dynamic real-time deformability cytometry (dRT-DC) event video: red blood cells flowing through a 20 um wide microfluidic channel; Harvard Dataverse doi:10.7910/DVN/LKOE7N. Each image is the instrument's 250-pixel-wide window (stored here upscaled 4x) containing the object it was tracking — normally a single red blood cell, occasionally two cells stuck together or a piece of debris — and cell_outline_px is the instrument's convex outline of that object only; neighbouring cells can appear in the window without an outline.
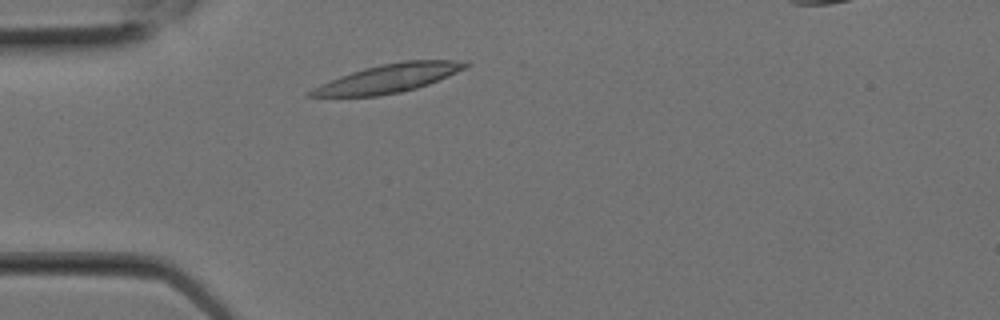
{"species": "Egyptian fruit bat (a non-hibernating species)", "species_latin": "Rousettus aegyptiacus", "temperature_condition": "room temperature", "stored_images_in_passage": 3, "camera_frame_rate_fps": 3000, "um_per_image_px": 0.085, "animal": {"sex": "female"}, "frame": {"image": 1, "passage_image": 2, "time_ms": 0.333, "image_size_px": [1000, 320], "cell_outline_px": [[468, 64], [464, 68], [448, 76], [428, 84], [416, 88], [400, 92], [376, 96], [304, 96], [304, 92], [320, 84], [340, 76], [364, 68], [404, 60], [452, 60]], "centroid_in_image_um": [32.92, 6.67], "position_along_channel_um": 52.1, "area_um2": 25.2}}